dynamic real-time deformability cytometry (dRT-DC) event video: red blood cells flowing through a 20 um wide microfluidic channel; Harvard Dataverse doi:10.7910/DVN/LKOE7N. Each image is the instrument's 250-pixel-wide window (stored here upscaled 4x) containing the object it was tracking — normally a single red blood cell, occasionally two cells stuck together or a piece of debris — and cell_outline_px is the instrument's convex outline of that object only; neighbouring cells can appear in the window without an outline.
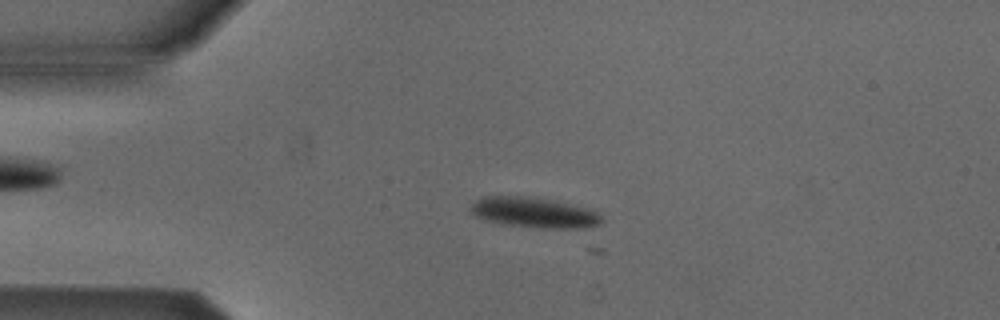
{"species": "Egyptian fruit bat (a non-hibernating species)", "species_latin": "Rousettus aegyptiacus", "temperature_condition": "cold", "stored_images_in_passage": 14, "camera_frame_rate_fps": 3000, "um_per_image_px": 0.085, "animal": {"sex": "male"}, "frame": {"image": 1, "passage_image": 11, "time_ms": 3.333, "image_size_px": [1000, 320], "cell_outline_px": [[604, 220], [600, 224], [584, 228], [540, 228], [500, 224], [484, 220], [472, 216], [468, 208], [480, 196], [532, 196], [592, 208], [600, 212]], "centroid_in_image_um": [45.39, 18.06], "position_along_channel_um": 39.6, "area_um2": 23.93}}